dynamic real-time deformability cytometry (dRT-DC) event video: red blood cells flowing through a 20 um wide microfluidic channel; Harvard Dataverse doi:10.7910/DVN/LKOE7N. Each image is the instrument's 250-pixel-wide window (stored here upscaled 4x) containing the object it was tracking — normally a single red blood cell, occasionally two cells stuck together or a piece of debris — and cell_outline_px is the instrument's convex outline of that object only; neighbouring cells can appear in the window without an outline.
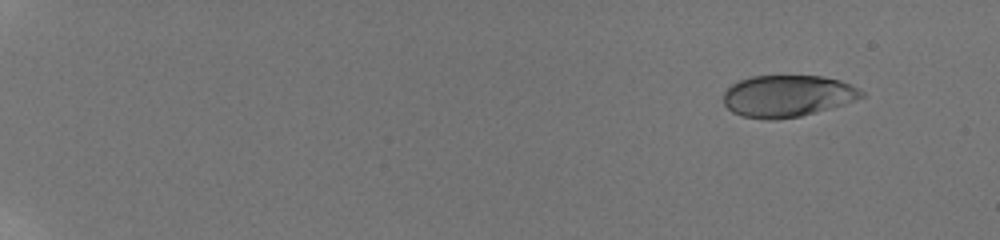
{"species": "human", "species_latin": "Homo sapiens", "temperature_condition": "room temperature", "stored_images_in_passage": 13, "camera_frame_rate_fps": 3000, "um_per_image_px": 0.085, "donor": {"sex": "male"}, "frame": {"image": 1, "passage_image": 3, "time_ms": 1.333, "image_size_px": [1000, 240], "cell_outline_px": [[864, 96], [844, 104], [816, 112], [800, 116], [776, 120], [764, 120], [740, 116], [732, 112], [724, 104], [724, 92], [732, 84], [740, 80], [752, 76], [824, 76], [840, 80], [864, 92]], "centroid_in_image_um": [66.9, 8.17], "position_along_channel_um": 18.1, "area_um2": 33.58}}
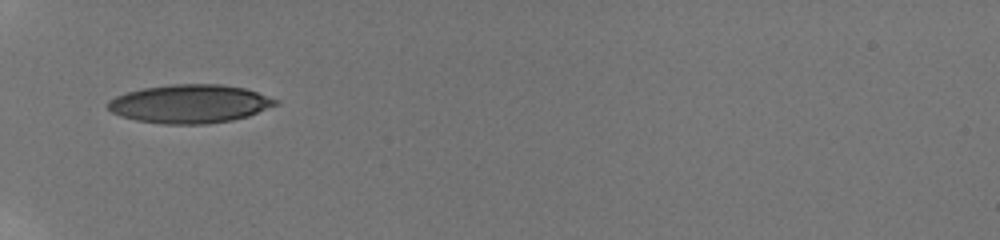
{"frame": {"image": 2, "passage_image": 12, "time_ms": 7.333, "image_size_px": [1000, 240], "cell_outline_px": [[280, 104], [248, 116], [232, 120], [208, 124], [164, 124], [136, 120], [120, 116], [112, 112], [104, 104], [108, 100], [116, 96], [128, 92], [144, 88], [172, 84], [220, 84], [244, 88], [280, 100]], "centroid_in_image_um": [16.14, 8.83], "position_along_channel_um": 68.9, "area_um2": 37.74}}